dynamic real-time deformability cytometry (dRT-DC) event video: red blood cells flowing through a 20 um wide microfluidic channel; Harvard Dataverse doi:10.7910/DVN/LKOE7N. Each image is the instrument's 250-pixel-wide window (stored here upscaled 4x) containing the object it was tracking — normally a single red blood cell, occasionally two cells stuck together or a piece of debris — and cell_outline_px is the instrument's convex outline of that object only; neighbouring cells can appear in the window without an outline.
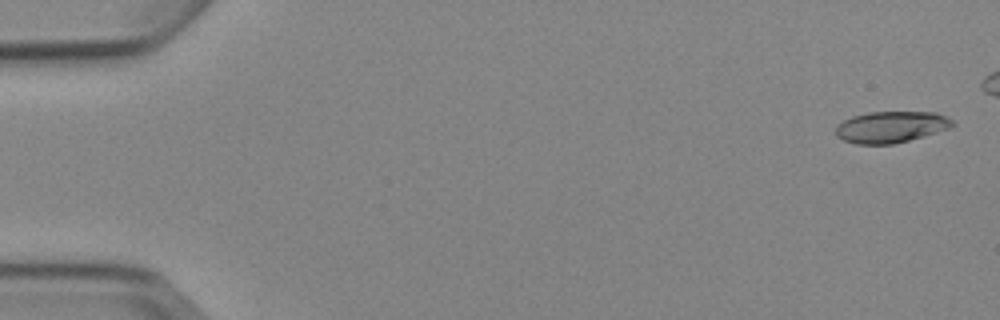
{"species": "Egyptian fruit bat (a non-hibernating species)", "species_latin": "Rousettus aegyptiacus", "temperature_condition": "cold", "stored_images_in_passage": 6, "camera_frame_rate_fps": 3000, "um_per_image_px": 0.085, "animal": {"sex": "female"}, "frame": {"image": 1, "passage_image": 1, "time_ms": 0.0, "image_size_px": [1000, 320], "cell_outline_px": [[956, 124], [948, 128], [936, 132], [908, 140], [892, 144], [856, 144], [844, 140], [836, 136], [836, 124], [852, 116], [868, 112], [936, 112], [948, 116]], "centroid_in_image_um": [75.72, 10.78], "position_along_channel_um": 9.3, "area_um2": 21.33}}